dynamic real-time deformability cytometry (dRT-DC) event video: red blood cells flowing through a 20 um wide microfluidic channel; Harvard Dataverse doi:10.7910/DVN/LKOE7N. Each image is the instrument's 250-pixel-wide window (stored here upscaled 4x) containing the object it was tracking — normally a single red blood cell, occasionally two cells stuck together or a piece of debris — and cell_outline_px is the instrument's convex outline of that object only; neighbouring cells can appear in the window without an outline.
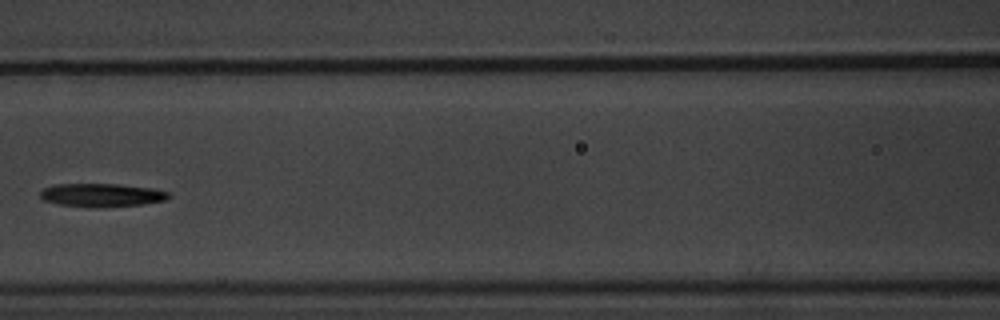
{"species": "common noctule bat (a hibernating species)", "species_latin": "Nyctalus noctula", "temperature_condition": "warm", "stored_images_in_passage": 4, "camera_frame_rate_fps": 3000, "um_per_image_px": 0.085, "animal": {"sex": "male", "body_mass_g": 20.1, "forearm_length_mm": 53.5}, "frame": {"image": 1, "passage_image": 4, "time_ms": 6.0, "image_size_px": [1000, 320], "cell_outline_px": [[172, 196], [164, 200], [144, 204], [104, 208], [100, 208], [56, 204], [44, 200], [40, 196], [40, 192], [44, 188], [52, 184], [116, 184], [152, 188], [168, 192]], "centroid_in_image_um": [8.63, 16.59], "position_along_channel_um": 158.0, "area_um2": 17.63}}